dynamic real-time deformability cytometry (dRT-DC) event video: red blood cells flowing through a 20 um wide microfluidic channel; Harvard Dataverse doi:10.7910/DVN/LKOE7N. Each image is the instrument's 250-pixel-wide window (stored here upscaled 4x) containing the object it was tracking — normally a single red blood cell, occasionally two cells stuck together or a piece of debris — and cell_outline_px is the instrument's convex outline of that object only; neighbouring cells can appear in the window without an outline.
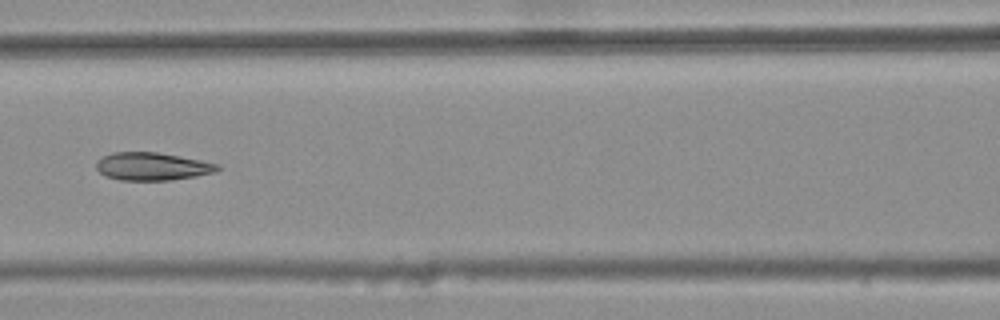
{"species": "common noctule bat (a hibernating species)", "species_latin": "Nyctalus noctula", "temperature_condition": "warm", "stored_images_in_passage": 10, "camera_frame_rate_fps": 3000, "um_per_image_px": 0.085, "animal": {"sex": "female", "body_mass_g": 25.1}, "frame": {"image": 1, "passage_image": 6, "time_ms": 1.667, "image_size_px": [1000, 320], "cell_outline_px": [[220, 168], [212, 172], [196, 176], [172, 180], [120, 180], [104, 176], [96, 168], [96, 160], [112, 152], [156, 152], [200, 160], [220, 164]], "centroid_in_image_um": [12.9, 14.14], "position_along_channel_um": 153.7, "area_um2": 19.59}}
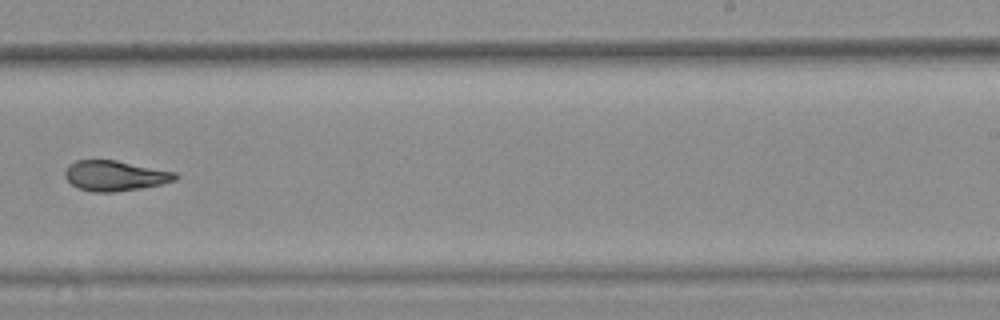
{"frame": {"image": 2, "passage_image": 9, "time_ms": 2.667, "image_size_px": [1000, 320], "cell_outline_px": [[180, 176], [176, 180], [160, 184], [140, 188], [112, 192], [92, 192], [76, 188], [64, 176], [64, 172], [68, 164], [76, 160], [116, 160], [176, 172]], "centroid_in_image_um": [9.75, 14.93], "position_along_channel_um": 279.2, "area_um2": 19.54}}
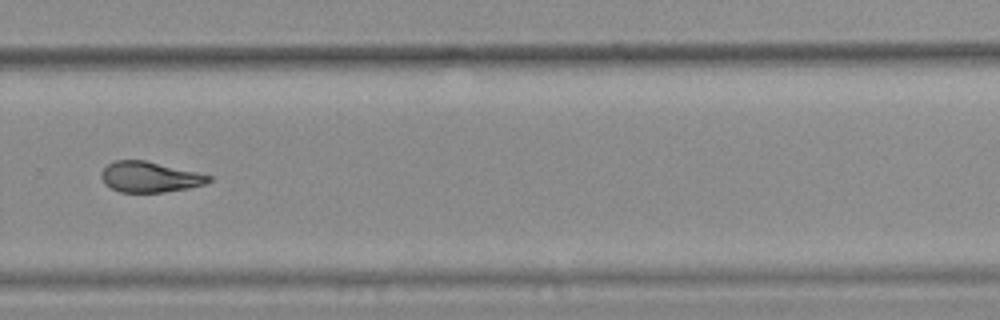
{"frame": {"image": 3, "passage_image": 10, "time_ms": 3.0, "image_size_px": [1000, 320], "cell_outline_px": [[212, 180], [204, 184], [188, 188], [164, 192], [120, 192], [104, 184], [100, 176], [104, 168], [108, 164], [116, 160], [144, 160], [196, 172], [212, 176]], "centroid_in_image_um": [12.71, 15.05], "position_along_channel_um": 317.1, "area_um2": 18.96}}